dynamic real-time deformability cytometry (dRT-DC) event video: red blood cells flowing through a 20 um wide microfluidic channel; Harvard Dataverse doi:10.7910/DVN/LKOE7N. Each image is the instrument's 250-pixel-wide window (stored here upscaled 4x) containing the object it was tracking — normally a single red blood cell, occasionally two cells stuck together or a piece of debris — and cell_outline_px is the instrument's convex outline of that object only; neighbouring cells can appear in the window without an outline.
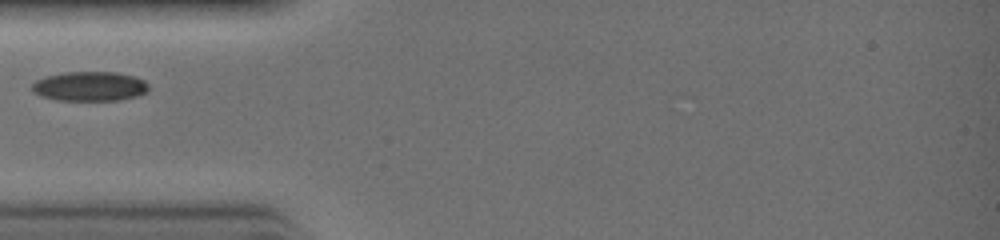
{"species": "common noctule bat (a hibernating species)", "species_latin": "Nyctalus noctula", "temperature_condition": "warm", "stored_images_in_passage": 19, "camera_frame_rate_fps": 3000, "um_per_image_px": 0.085, "animal": {"sex": "female", "body_mass_g": 19.0, "forearm_length_mm": 51.5}, "frame": {"image": 1, "passage_image": 1, "time_ms": 0.0, "image_size_px": [1000, 240], "cell_outline_px": [[148, 92], [136, 96], [120, 100], [56, 100], [40, 96], [32, 92], [32, 84], [36, 80], [44, 76], [64, 72], [116, 72], [132, 76], [144, 80], [148, 84]], "centroid_in_image_um": [7.6, 7.33], "position_along_channel_um": 77.4, "area_um2": 20.17}}
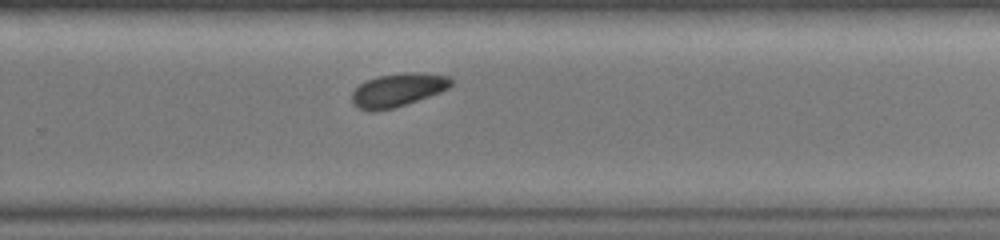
{"frame": {"image": 2, "passage_image": 12, "time_ms": 3.667, "image_size_px": [1000, 240], "cell_outline_px": [[452, 84], [448, 88], [440, 92], [392, 108], [372, 112], [356, 108], [352, 104], [352, 92], [360, 84], [368, 80], [380, 76], [404, 72], [416, 72], [448, 76], [452, 80]], "centroid_in_image_um": [33.78, 7.65], "position_along_channel_um": 296.0, "area_um2": 19.02}}
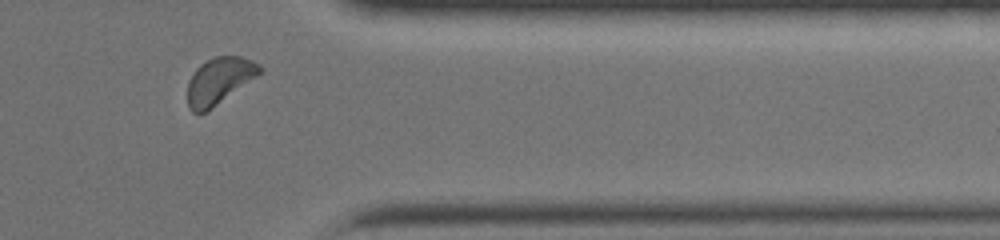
{"frame": {"image": 3, "passage_image": 17, "time_ms": 5.333, "image_size_px": [1000, 240], "cell_outline_px": [[264, 68], [256, 76], [212, 108], [204, 112], [192, 112], [188, 108], [188, 80], [196, 68], [200, 64], [216, 56], [240, 56], [252, 60], [260, 64]], "centroid_in_image_um": [18.62, 6.85], "position_along_channel_um": 392.8, "area_um2": 19.31}}